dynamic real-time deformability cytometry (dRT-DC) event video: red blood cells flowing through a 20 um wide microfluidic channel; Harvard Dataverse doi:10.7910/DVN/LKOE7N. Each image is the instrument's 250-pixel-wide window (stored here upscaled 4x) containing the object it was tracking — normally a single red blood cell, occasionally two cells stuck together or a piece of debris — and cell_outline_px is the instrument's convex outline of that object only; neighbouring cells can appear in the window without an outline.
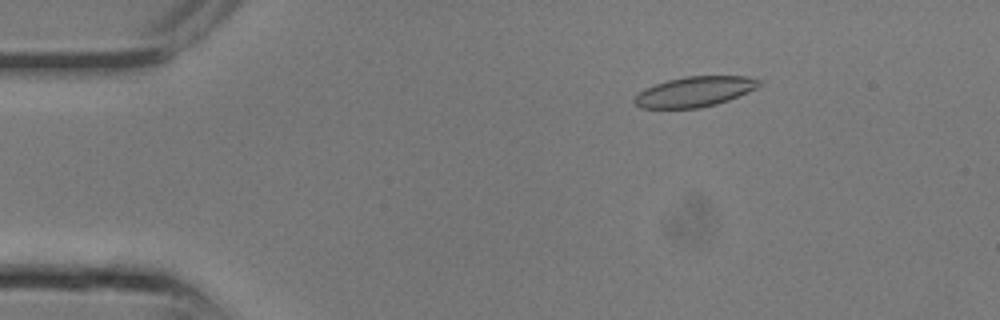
{"species": "common noctule bat (a hibernating species)", "species_latin": "Nyctalus noctula", "temperature_condition": "room temperature", "stored_images_in_passage": 15, "camera_frame_rate_fps": 3000, "um_per_image_px": 0.085, "animal": {"sex": "male", "body_mass_g": 13.3}, "frame": {"image": 1, "passage_image": 5, "time_ms": 1.333, "image_size_px": [1000, 320], "cell_outline_px": [[764, 84], [748, 92], [728, 100], [716, 104], [700, 108], [640, 108], [632, 100], [644, 88], [668, 80], [684, 76], [748, 76], [764, 80]], "centroid_in_image_um": [59.1, 7.78], "position_along_channel_um": 25.9, "area_um2": 22.08}}
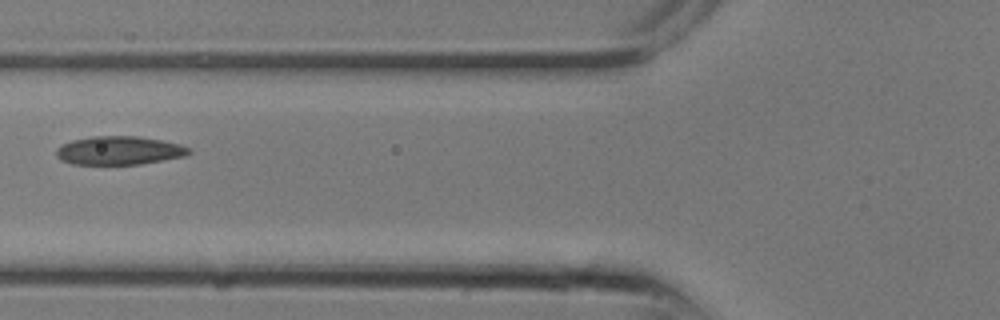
{"frame": {"image": 2, "passage_image": 11, "time_ms": 3.333, "image_size_px": [1000, 320], "cell_outline_px": [[192, 152], [188, 156], [140, 164], [72, 164], [60, 160], [56, 156], [56, 148], [60, 144], [72, 140], [92, 136], [136, 136], [160, 140], [180, 144], [188, 148]], "centroid_in_image_um": [10.11, 12.79], "position_along_channel_um": 115.7, "area_um2": 22.2}}
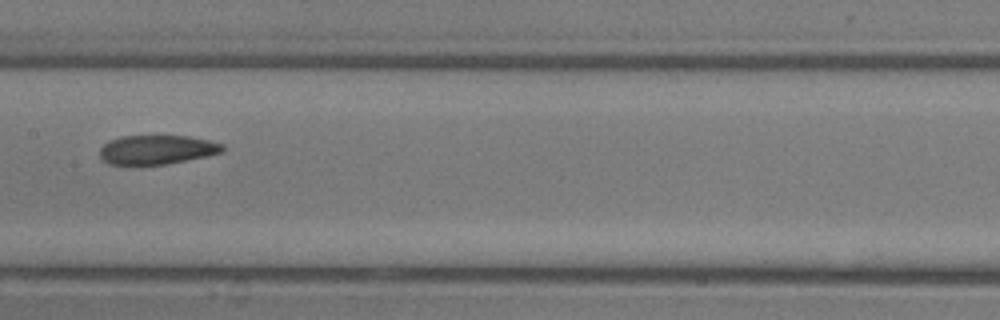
{"frame": {"image": 3, "passage_image": 14, "time_ms": 4.333, "image_size_px": [1000, 320], "cell_outline_px": [[224, 152], [168, 164], [132, 168], [108, 164], [100, 156], [100, 148], [104, 144], [120, 136], [188, 136], [208, 140], [224, 144]], "centroid_in_image_um": [13.29, 12.77], "position_along_channel_um": 194.1, "area_um2": 21.56}}